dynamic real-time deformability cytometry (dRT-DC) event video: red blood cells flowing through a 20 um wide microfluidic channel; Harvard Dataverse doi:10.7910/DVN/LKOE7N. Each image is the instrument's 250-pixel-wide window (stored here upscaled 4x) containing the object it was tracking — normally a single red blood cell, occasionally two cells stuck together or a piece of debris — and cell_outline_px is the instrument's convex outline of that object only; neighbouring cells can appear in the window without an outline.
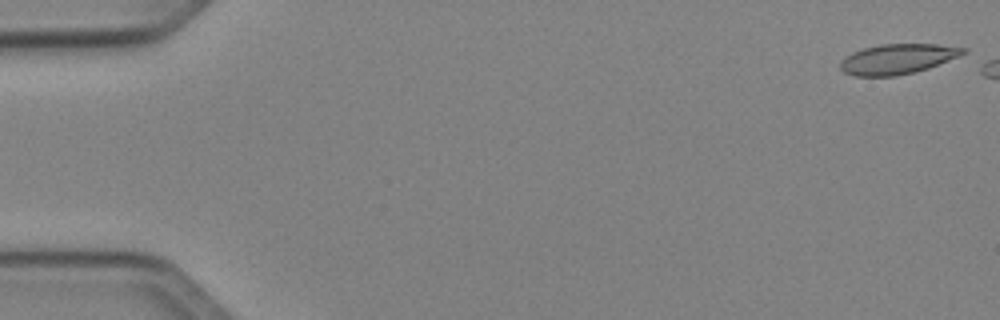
{"species": "Egyptian fruit bat (a non-hibernating species)", "species_latin": "Rousettus aegyptiacus", "temperature_condition": "cold", "stored_images_in_passage": 3, "camera_frame_rate_fps": 3000, "um_per_image_px": 0.085, "animal": {"sex": "female"}, "frame": {"image": 1, "passage_image": 1, "time_ms": 0.0, "image_size_px": [1000, 320], "cell_outline_px": [[968, 52], [960, 56], [928, 68], [896, 76], [856, 76], [844, 72], [840, 68], [840, 60], [844, 56], [852, 52], [864, 48], [880, 44], [936, 44], [968, 48]], "centroid_in_image_um": [76.29, 5.0], "position_along_channel_um": 8.7, "area_um2": 21.62}}